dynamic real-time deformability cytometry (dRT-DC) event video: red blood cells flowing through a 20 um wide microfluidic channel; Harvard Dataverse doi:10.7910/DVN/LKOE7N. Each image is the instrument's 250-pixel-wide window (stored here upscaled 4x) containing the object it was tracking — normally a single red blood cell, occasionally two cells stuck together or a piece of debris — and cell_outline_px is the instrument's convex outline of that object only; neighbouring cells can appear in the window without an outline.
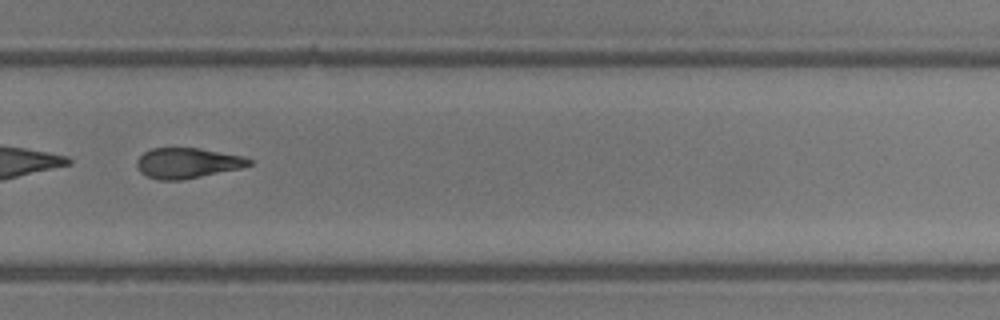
{"species": "common noctule bat (a hibernating species)", "species_latin": "Nyctalus noctula", "temperature_condition": "room temperature", "stored_images_in_passage": 26, "camera_frame_rate_fps": 3000, "um_per_image_px": 0.085, "animal": {"sex": "male", "body_mass_g": 13.3}, "frame": {"image": 1, "passage_image": 15, "time_ms": 4.667, "image_size_px": [1000, 320], "cell_outline_px": [[252, 164], [240, 168], [180, 180], [160, 180], [148, 176], [140, 172], [136, 164], [136, 160], [144, 152], [152, 148], [200, 148], [244, 156], [252, 160]], "centroid_in_image_um": [15.92, 13.84], "position_along_channel_um": 313.9, "area_um2": 19.71}}